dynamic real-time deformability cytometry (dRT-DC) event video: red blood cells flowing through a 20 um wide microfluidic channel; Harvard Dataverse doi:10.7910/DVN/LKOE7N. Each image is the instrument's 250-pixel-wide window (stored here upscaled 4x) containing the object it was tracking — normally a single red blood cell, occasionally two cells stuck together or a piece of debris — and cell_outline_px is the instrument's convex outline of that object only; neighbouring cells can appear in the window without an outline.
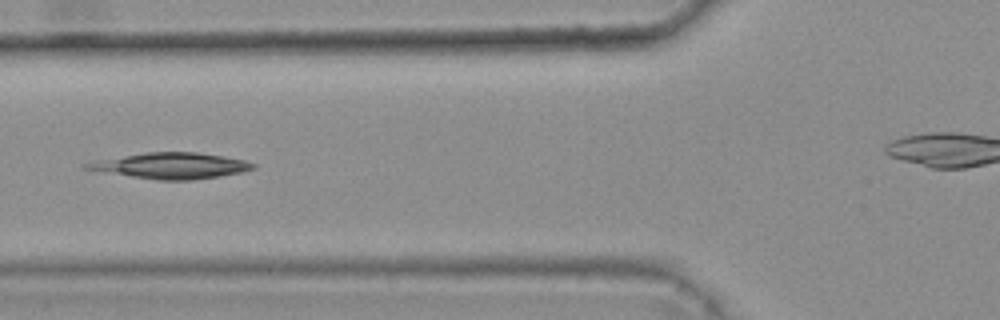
{"species": "common noctule bat (a hibernating species)", "species_latin": "Nyctalus noctula", "temperature_condition": "warm", "stored_images_in_passage": 8, "camera_frame_rate_fps": 3000, "um_per_image_px": 0.085, "animal": {"sex": "female", "body_mass_g": 25.1}, "frame": {"image": 1, "passage_image": 5, "time_ms": 1.333, "image_size_px": [1000, 320], "cell_outline_px": [[256, 168], [240, 172], [220, 176], [192, 180], [156, 180], [80, 168], [80, 164], [92, 160], [148, 152], [196, 152], [224, 156], [244, 160], [256, 164]], "centroid_in_image_um": [14.47, 14.08], "position_along_channel_um": 111.3, "area_um2": 25.26}}
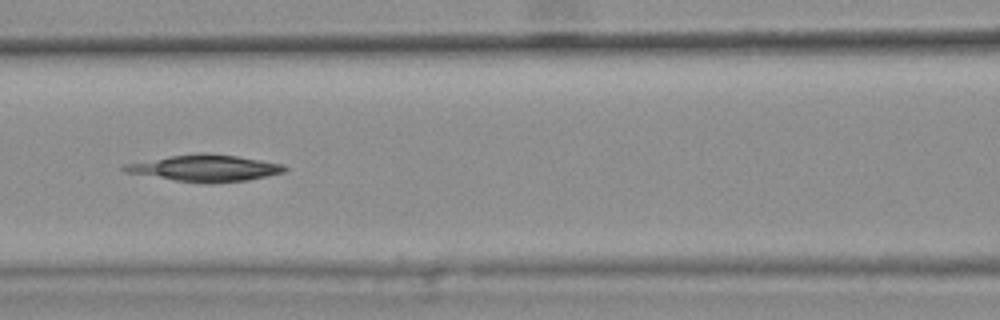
{"frame": {"image": 2, "passage_image": 6, "time_ms": 1.667, "image_size_px": [1000, 320], "cell_outline_px": [[288, 168], [284, 172], [268, 176], [248, 180], [204, 184], [176, 180], [124, 172], [120, 168], [124, 164], [196, 152], [204, 152], [236, 156], [284, 164]], "centroid_in_image_um": [17.45, 14.29], "position_along_channel_um": 149.2, "area_um2": 24.8}}